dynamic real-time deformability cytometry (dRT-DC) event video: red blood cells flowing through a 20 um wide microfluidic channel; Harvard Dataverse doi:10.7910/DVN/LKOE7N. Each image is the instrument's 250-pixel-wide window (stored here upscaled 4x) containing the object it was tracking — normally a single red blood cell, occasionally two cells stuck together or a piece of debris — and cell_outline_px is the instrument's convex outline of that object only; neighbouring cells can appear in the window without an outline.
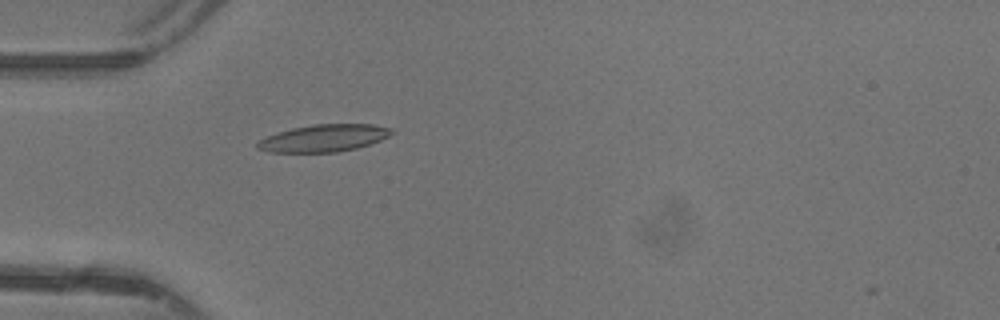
{"species": "common noctule bat (a hibernating species)", "species_latin": "Nyctalus noctula", "temperature_condition": "warm", "stored_images_in_passage": 4, "camera_frame_rate_fps": 3000, "um_per_image_px": 0.085, "animal": {"sex": "female"}, "frame": {"image": 1, "passage_image": 3, "time_ms": 0.667, "image_size_px": [1000, 320], "cell_outline_px": [[396, 132], [380, 140], [356, 148], [336, 152], [272, 152], [256, 148], [256, 144], [260, 140], [276, 132], [292, 128], [312, 124], [372, 124], [392, 128]], "centroid_in_image_um": [27.54, 11.73], "position_along_channel_um": 57.5, "area_um2": 21.21}}